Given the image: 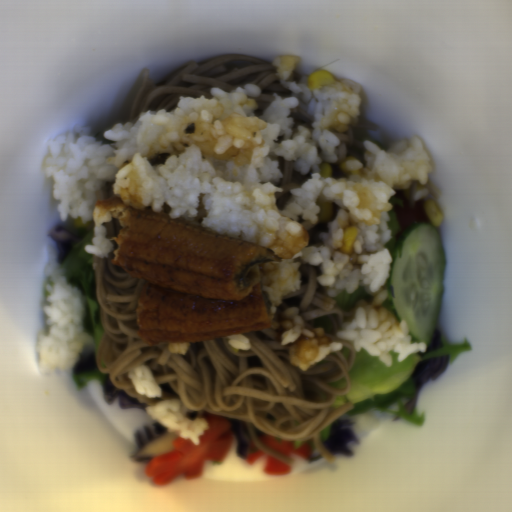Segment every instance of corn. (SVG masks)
<instances>
[{"label":"corn","mask_w":512,"mask_h":512,"mask_svg":"<svg viewBox=\"0 0 512 512\" xmlns=\"http://www.w3.org/2000/svg\"><path fill=\"white\" fill-rule=\"evenodd\" d=\"M359 234L358 226H351L345 230L342 244L339 248L340 253L350 255L352 247Z\"/></svg>","instance_id":"5cfa1b94"},{"label":"corn","mask_w":512,"mask_h":512,"mask_svg":"<svg viewBox=\"0 0 512 512\" xmlns=\"http://www.w3.org/2000/svg\"><path fill=\"white\" fill-rule=\"evenodd\" d=\"M306 79L309 90H319L332 83L338 82L332 72L322 68L310 72Z\"/></svg>","instance_id":"51d56268"},{"label":"corn","mask_w":512,"mask_h":512,"mask_svg":"<svg viewBox=\"0 0 512 512\" xmlns=\"http://www.w3.org/2000/svg\"><path fill=\"white\" fill-rule=\"evenodd\" d=\"M423 208L434 227H439L443 223L442 212L434 200L426 199L423 202Z\"/></svg>","instance_id":"f1292c28"}]
</instances>
